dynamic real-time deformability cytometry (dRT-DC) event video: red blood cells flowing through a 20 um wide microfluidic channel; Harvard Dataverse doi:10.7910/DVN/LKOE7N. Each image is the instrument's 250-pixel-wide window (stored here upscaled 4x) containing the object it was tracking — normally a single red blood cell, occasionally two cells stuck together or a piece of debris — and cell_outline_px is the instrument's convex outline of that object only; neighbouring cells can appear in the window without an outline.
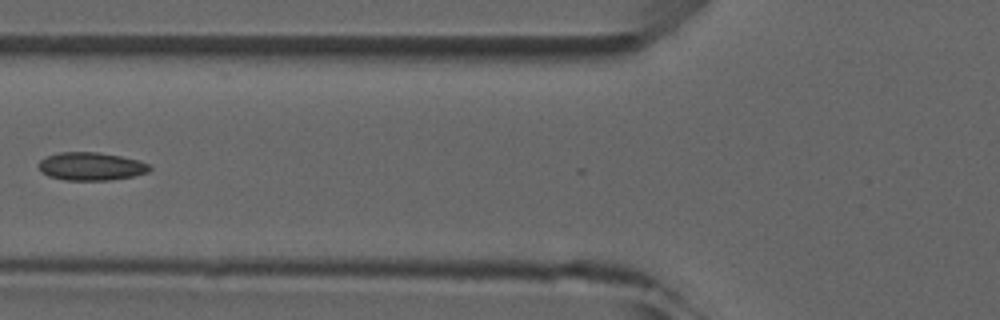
{"species": "common noctule bat (a hibernating species)", "species_latin": "Nyctalus noctula", "temperature_condition": "room temperature", "stored_images_in_passage": 6, "camera_frame_rate_fps": 3000, "um_per_image_px": 0.085, "animal": {"sex": "male", "forearm_length_mm": 52.5}, "frame": {"image": 1, "passage_image": 5, "time_ms": 5.667, "image_size_px": [1000, 320], "cell_outline_px": [[152, 168], [148, 172], [132, 176], [108, 180], [64, 180], [48, 176], [40, 172], [36, 164], [40, 160], [48, 156], [60, 152], [100, 152], [120, 156], [136, 160], [148, 164]], "centroid_in_image_um": [7.68, 14.14], "position_along_channel_um": 118.1, "area_um2": 18.15}}
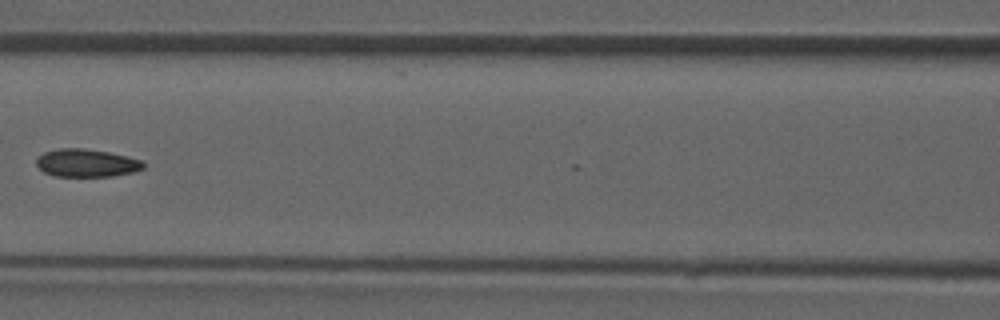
{"frame": {"image": 2, "passage_image": 6, "time_ms": 6.667, "image_size_px": [1000, 320], "cell_outline_px": [[144, 168], [136, 172], [112, 176], [56, 176], [44, 172], [36, 164], [36, 156], [44, 152], [60, 148], [84, 148], [108, 152], [128, 156], [140, 160], [144, 164]], "centroid_in_image_um": [7.35, 13.85], "position_along_channel_um": 159.2, "area_um2": 17.46}}